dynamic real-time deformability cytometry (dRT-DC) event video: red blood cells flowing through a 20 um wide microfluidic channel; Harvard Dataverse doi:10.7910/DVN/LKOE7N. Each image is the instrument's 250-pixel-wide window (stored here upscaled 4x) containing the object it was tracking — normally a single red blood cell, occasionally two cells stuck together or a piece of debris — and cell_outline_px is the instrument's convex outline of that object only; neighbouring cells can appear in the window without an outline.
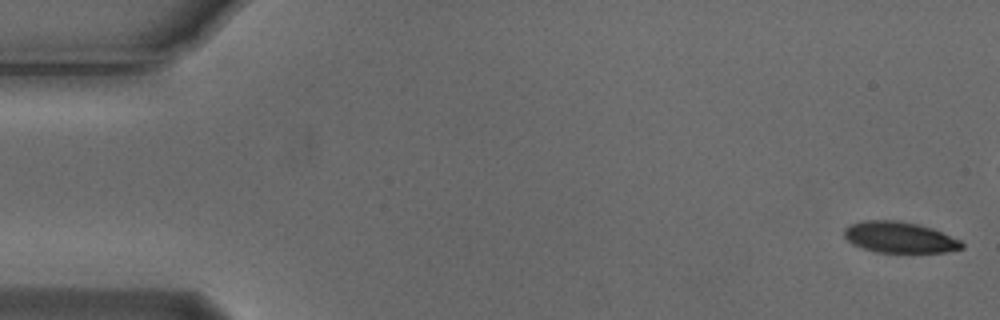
{"species": "Egyptian fruit bat (a non-hibernating species)", "species_latin": "Rousettus aegyptiacus", "temperature_condition": "cold", "stored_images_in_passage": 47, "camera_frame_rate_fps": 3000, "um_per_image_px": 0.085, "animal": {"sex": "male"}, "frame": {"image": 1, "passage_image": 1, "time_ms": 0.0, "image_size_px": [1000, 320], "cell_outline_px": [[964, 248], [944, 252], [876, 252], [852, 244], [844, 236], [844, 228], [848, 224], [864, 220], [896, 220], [920, 224], [932, 228], [960, 240], [964, 244]], "centroid_in_image_um": [76.44, 20.16], "position_along_channel_um": 8.6, "area_um2": 21.33}}
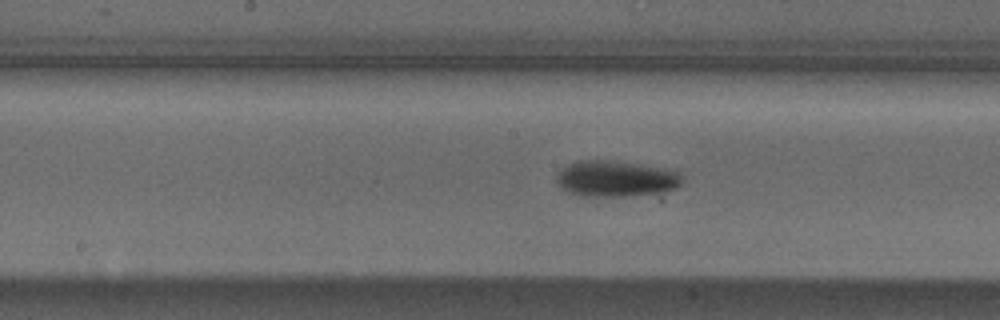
{"frame": {"image": 2, "passage_image": 27, "time_ms": 8.667, "image_size_px": [1000, 320], "cell_outline_px": [[684, 184], [676, 188], [652, 192], [624, 196], [584, 196], [568, 192], [556, 184], [556, 176], [568, 164], [580, 160], [604, 160], [676, 168], [680, 172], [684, 180]], "centroid_in_image_um": [52.4, 15.16], "position_along_channel_um": 195.8, "area_um2": 26.47}}
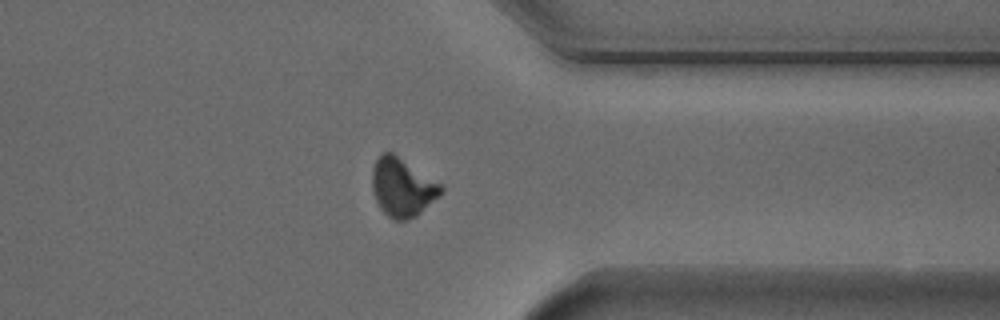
{"frame": {"image": 3, "passage_image": 42, "time_ms": 13.667, "image_size_px": [1000, 320], "cell_outline_px": [[444, 192], [440, 196], [416, 216], [408, 220], [392, 220], [380, 208], [372, 192], [372, 168], [380, 152], [392, 152], [444, 184]], "centroid_in_image_um": [34.22, 15.91], "position_along_channel_um": 377.2, "area_um2": 23.93}, "authors_computed_cell_mechanics": {"area_um2": 23.7558, "velocity_mm_per_s": 3.7692, "shape_relaxation_time_tau1_ms": 2.026, "shape_relaxation_time_tau2_ms": null, "deformation_change_tau1": 0.1085, "deformation_change_tau2": null}}